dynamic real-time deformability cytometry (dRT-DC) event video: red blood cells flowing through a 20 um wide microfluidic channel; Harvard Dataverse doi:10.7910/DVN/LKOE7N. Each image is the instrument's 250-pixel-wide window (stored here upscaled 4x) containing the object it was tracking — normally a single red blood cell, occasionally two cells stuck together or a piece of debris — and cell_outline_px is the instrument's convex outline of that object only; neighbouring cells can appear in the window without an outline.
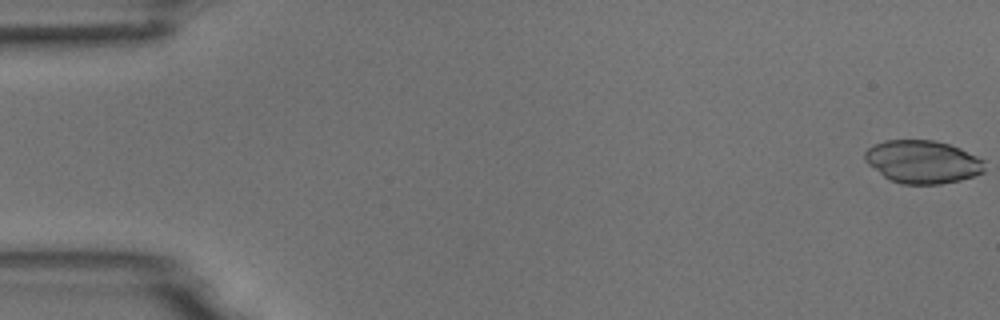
{"species": "common noctule bat (a hibernating species)", "species_latin": "Nyctalus noctula", "temperature_condition": "room temperature", "stored_images_in_passage": 50, "camera_frame_rate_fps": 3000, "um_per_image_px": 0.085, "animal": {"sex": "male", "body_mass_g": 18.8}, "frame": {"image": 1, "passage_image": 1, "time_ms": 0.0, "image_size_px": [1000, 320], "cell_outline_px": [[984, 172], [960, 180], [940, 184], [900, 184], [884, 176], [868, 164], [864, 160], [864, 152], [868, 148], [884, 140], [936, 140], [960, 148], [984, 160]], "centroid_in_image_um": [78.41, 13.75], "position_along_channel_um": 6.6, "area_um2": 29.88}}